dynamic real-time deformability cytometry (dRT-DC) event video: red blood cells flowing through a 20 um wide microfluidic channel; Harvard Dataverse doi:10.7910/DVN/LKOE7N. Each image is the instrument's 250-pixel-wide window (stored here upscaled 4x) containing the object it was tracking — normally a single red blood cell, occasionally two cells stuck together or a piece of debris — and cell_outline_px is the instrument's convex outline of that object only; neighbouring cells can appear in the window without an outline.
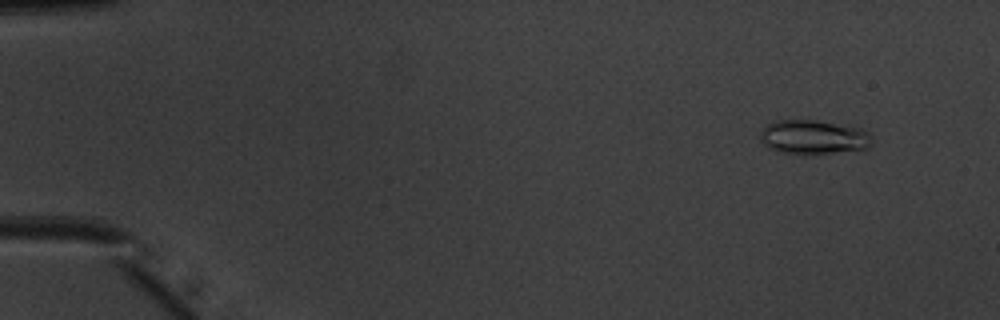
{"species": "common noctule bat (a hibernating species)", "species_latin": "Nyctalus noctula", "temperature_condition": "warm", "stored_images_in_passage": 51, "camera_frame_rate_fps": 3000, "um_per_image_px": 0.085, "animal": {"sex": "male", "body_mass_g": 20.1, "forearm_length_mm": 53.5}, "frame": {"image": 1, "passage_image": 5, "time_ms": 1.333, "image_size_px": [1000, 320], "cell_outline_px": [[872, 144], [868, 148], [808, 156], [804, 156], [784, 152], [768, 148], [760, 140], [760, 132], [768, 124], [776, 120], [816, 120], [848, 124], [864, 128], [872, 136]], "centroid_in_image_um": [69.2, 11.66], "position_along_channel_um": 15.8, "area_um2": 23.0}}
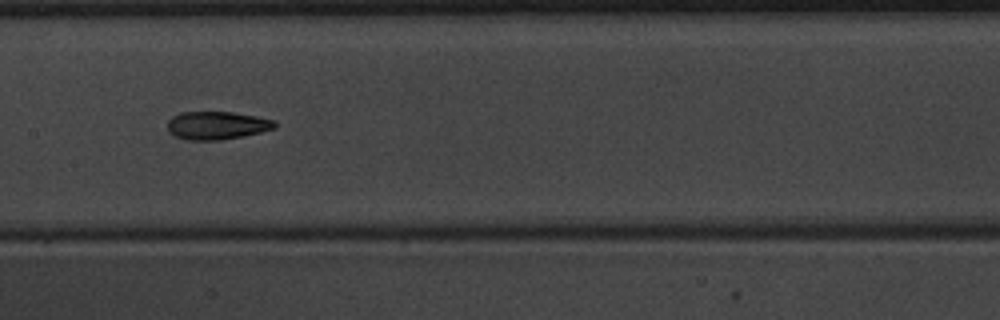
{"frame": {"image": 2, "passage_image": 27, "time_ms": 8.667, "image_size_px": [1000, 320], "cell_outline_px": [[276, 128], [244, 136], [220, 140], [188, 140], [176, 136], [168, 132], [168, 120], [172, 116], [180, 112], [232, 112], [256, 116], [276, 120]], "centroid_in_image_um": [18.44, 10.66], "position_along_channel_um": 189.0, "area_um2": 17.63}}
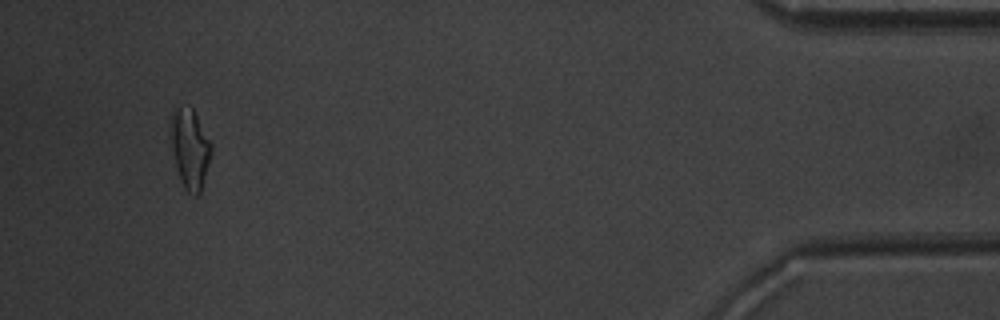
{"frame": {"image": 3, "passage_image": 49, "time_ms": 16.0, "image_size_px": [1000, 320], "cell_outline_px": [[212, 148], [208, 164], [200, 192], [196, 196], [192, 196], [184, 188], [176, 164], [172, 148], [168, 116], [172, 108], [180, 104], [192, 108], [212, 144]], "centroid_in_image_um": [16.1, 12.54], "position_along_channel_um": 419.1, "area_um2": 18.9}, "authors_computed_cell_mechanics": {"area_um2": 17.9758, "velocity_mm_per_s": 4.0274, "shape_relaxation_time_tau1_ms": 5.2284, "shape_relaxation_time_tau2_ms": 1.7485, "deformation_change_tau1": 0.1833, "deformation_change_tau2": 0.0816}}